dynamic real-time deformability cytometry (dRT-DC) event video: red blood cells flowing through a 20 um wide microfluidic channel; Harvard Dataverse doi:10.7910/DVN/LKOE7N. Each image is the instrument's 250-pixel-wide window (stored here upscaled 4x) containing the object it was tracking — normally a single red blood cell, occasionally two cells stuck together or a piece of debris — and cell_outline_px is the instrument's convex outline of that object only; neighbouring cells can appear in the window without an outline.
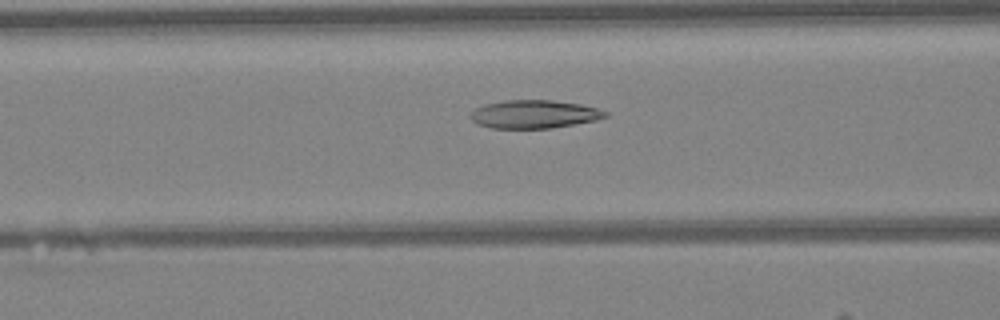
{"species": "Egyptian fruit bat (a non-hibernating species)", "species_latin": "Rousettus aegyptiacus", "temperature_condition": "warm", "stored_images_in_passage": 47, "camera_frame_rate_fps": 3000, "um_per_image_px": 0.085, "animal": {"sex": "female"}, "frame": {"image": 1, "passage_image": 19, "time_ms": 6.0, "image_size_px": [1000, 320], "cell_outline_px": [[608, 116], [596, 120], [552, 128], [492, 128], [480, 124], [472, 120], [468, 116], [476, 108], [484, 104], [504, 100], [552, 100], [580, 104], [600, 108], [608, 112]], "centroid_in_image_um": [45.43, 9.7], "position_along_channel_um": 121.2, "area_um2": 22.2}}
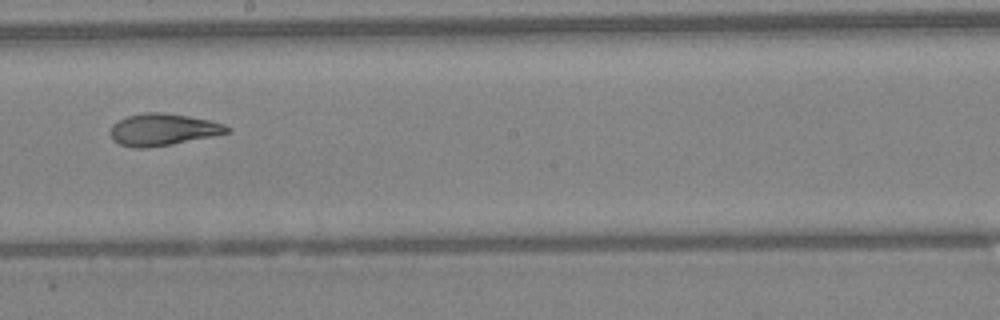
{"frame": {"image": 2, "passage_image": 27, "time_ms": 8.667, "image_size_px": [1000, 320], "cell_outline_px": [[232, 132], [212, 136], [148, 148], [132, 148], [120, 144], [112, 140], [108, 132], [112, 124], [128, 116], [144, 112], [164, 112], [188, 116], [208, 120], [224, 124], [232, 128]], "centroid_in_image_um": [13.82, 11.01], "position_along_channel_um": 234.4, "area_um2": 21.79}}
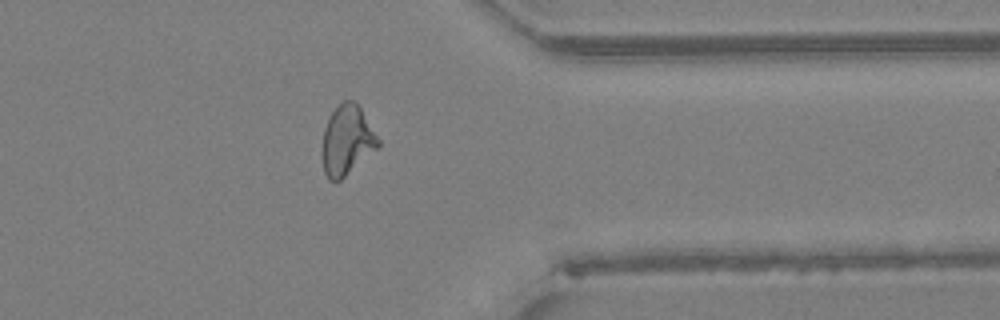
{"frame": {"image": 3, "passage_image": 38, "time_ms": 12.333, "image_size_px": [1000, 320], "cell_outline_px": [[380, 144], [376, 148], [340, 180], [328, 180], [324, 172], [324, 128], [332, 112], [344, 100], [352, 100], [360, 108], [380, 140]], "centroid_in_image_um": [29.5, 11.91], "position_along_channel_um": 381.9, "area_um2": 21.73}, "authors_computed_cell_mechanics": {"area_um2": 22.4264, "velocity_mm_per_s": 4.2678, "shape_relaxation_time_tau1_ms": null, "shape_relaxation_time_tau2_ms": 1.5272, "deformation_change_tau1": null, "deformation_change_tau2": 0.0801}}